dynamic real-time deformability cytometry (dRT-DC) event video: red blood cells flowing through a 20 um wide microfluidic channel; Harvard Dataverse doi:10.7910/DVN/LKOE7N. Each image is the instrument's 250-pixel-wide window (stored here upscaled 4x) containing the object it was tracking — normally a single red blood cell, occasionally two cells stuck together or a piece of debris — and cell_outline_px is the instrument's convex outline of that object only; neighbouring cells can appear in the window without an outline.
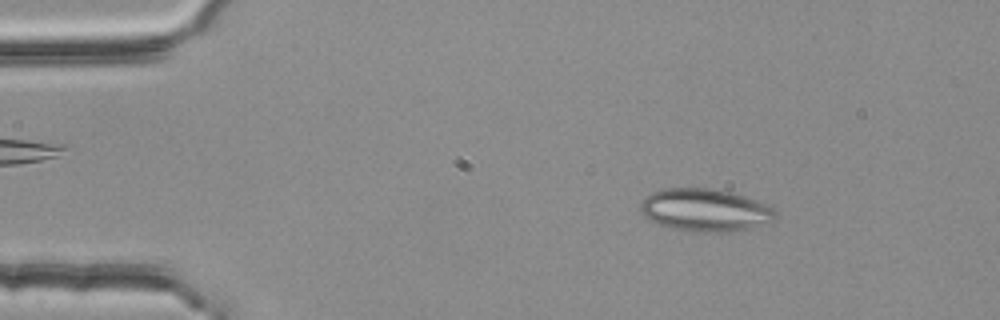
{"species": "common noctule bat (a hibernating species)", "species_latin": "Nyctalus noctula", "temperature_condition": "room temperature", "stored_images_in_passage": 52, "segment_of_instrument_passage": [1, 2], "camera_frame_rate_fps": 3000, "um_per_image_px": 0.085, "animal": {"sex": "female", "body_mass_g": 25.1}, "frame": {"image": 1, "passage_image": 7, "time_ms": 2.0, "image_size_px": [1000, 320], "cell_outline_px": [[776, 220], [772, 224], [748, 228], [720, 232], [692, 232], [672, 228], [660, 224], [644, 216], [640, 212], [640, 200], [644, 196], [660, 188], [712, 188], [732, 192], [744, 196], [764, 204], [772, 208], [776, 212]], "centroid_in_image_um": [59.92, 17.85], "position_along_channel_um": 25.1, "area_um2": 33.81}}